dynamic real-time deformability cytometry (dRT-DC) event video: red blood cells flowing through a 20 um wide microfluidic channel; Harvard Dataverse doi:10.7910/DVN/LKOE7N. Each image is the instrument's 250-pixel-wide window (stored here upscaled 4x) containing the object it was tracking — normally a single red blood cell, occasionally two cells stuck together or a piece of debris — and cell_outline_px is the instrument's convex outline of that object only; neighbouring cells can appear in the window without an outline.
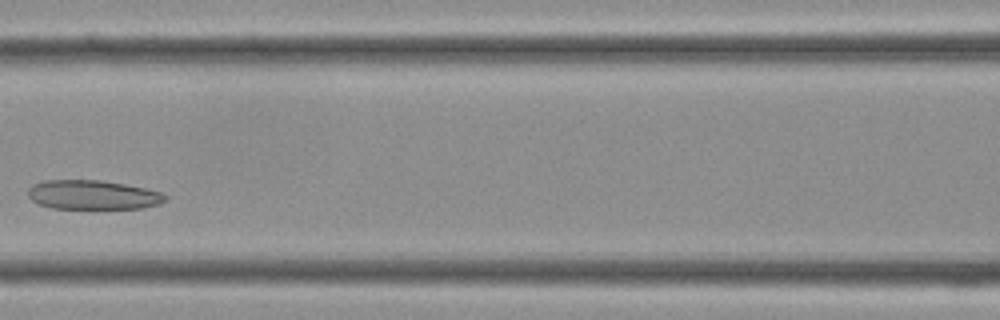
{"species": "Egyptian fruit bat (a non-hibernating species)", "species_latin": "Rousettus aegyptiacus", "temperature_condition": "cold", "stored_images_in_passage": 25, "camera_frame_rate_fps": 3000, "um_per_image_px": 0.085, "frame": {"image": 1, "passage_image": 9, "time_ms": 2.667, "image_size_px": [1000, 320], "cell_outline_px": [[168, 196], [160, 204], [144, 208], [52, 208], [40, 204], [32, 200], [28, 196], [28, 188], [32, 184], [44, 180], [100, 180], [124, 184], [144, 188], [160, 192]], "centroid_in_image_um": [7.87, 16.56], "position_along_channel_um": 158.7, "area_um2": 23.29}}
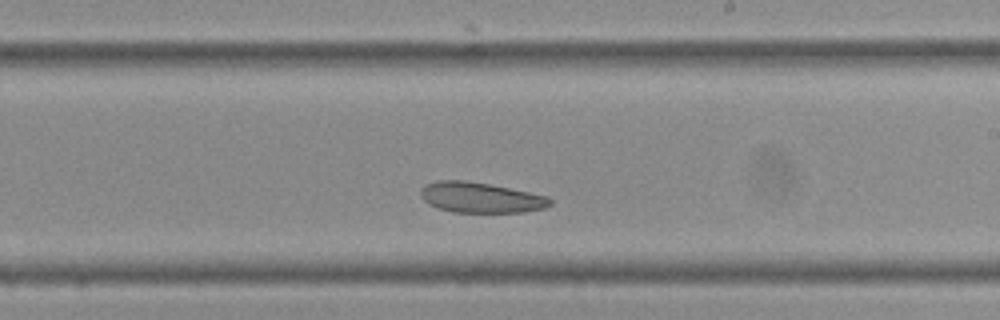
{"frame": {"image": 2, "passage_image": 14, "time_ms": 4.333, "image_size_px": [1000, 320], "cell_outline_px": [[552, 204], [544, 208], [520, 212], [452, 212], [428, 204], [420, 196], [420, 188], [424, 184], [436, 180], [464, 180], [488, 184], [548, 196], [552, 200]], "centroid_in_image_um": [40.81, 16.78], "position_along_channel_um": 248.2, "area_um2": 22.89}}
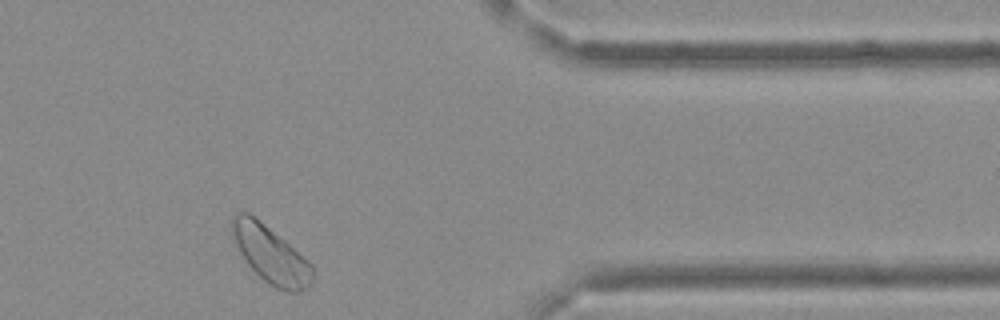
{"frame": {"image": 3, "passage_image": 23, "time_ms": 7.333, "image_size_px": [1000, 320], "cell_outline_px": [[312, 284], [308, 288], [300, 292], [288, 292], [276, 288], [268, 284], [248, 264], [232, 244], [232, 216], [236, 212], [248, 212], [284, 240], [312, 264]], "centroid_in_image_um": [22.97, 21.65], "position_along_channel_um": 388.4, "area_um2": 26.65}}